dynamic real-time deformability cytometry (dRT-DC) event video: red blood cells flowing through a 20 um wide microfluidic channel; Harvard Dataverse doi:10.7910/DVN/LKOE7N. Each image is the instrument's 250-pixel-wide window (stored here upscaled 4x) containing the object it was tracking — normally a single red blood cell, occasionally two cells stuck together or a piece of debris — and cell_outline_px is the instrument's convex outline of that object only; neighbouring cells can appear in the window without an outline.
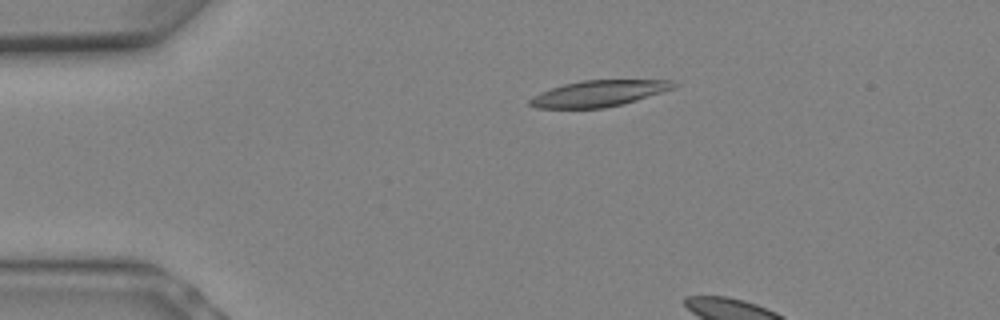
{"species": "Egyptian fruit bat (a non-hibernating species)", "species_latin": "Rousettus aegyptiacus", "temperature_condition": "warm", "stored_images_in_passage": 3, "camera_frame_rate_fps": 3000, "um_per_image_px": 0.085, "animal": {"sex": "female"}, "frame": {"image": 1, "passage_image": 1, "time_ms": 0.0, "image_size_px": [1000, 320], "cell_outline_px": [[680, 84], [676, 88], [624, 104], [604, 108], [536, 108], [528, 104], [528, 100], [532, 96], [540, 92], [564, 84], [580, 80], [672, 80]], "centroid_in_image_um": [50.93, 7.94], "position_along_channel_um": 34.1, "area_um2": 22.14}}